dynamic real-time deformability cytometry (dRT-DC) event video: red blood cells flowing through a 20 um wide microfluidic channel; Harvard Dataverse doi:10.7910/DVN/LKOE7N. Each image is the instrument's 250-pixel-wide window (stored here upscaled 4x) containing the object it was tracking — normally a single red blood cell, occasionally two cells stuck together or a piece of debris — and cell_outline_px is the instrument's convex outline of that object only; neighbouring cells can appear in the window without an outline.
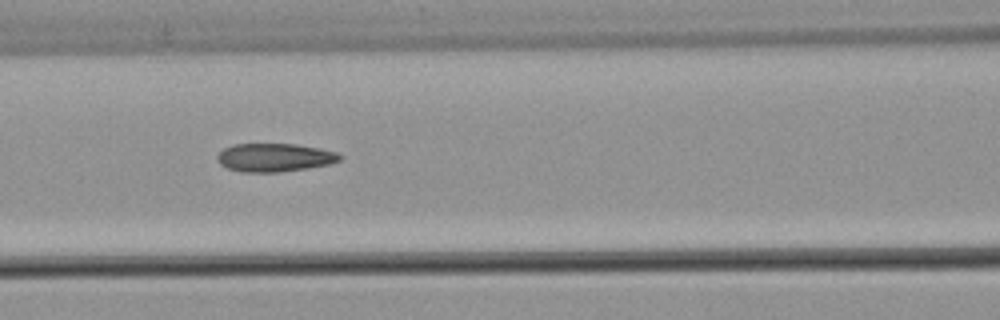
{"species": "common noctule bat (a hibernating species)", "species_latin": "Nyctalus noctula", "temperature_condition": "warm", "stored_images_in_passage": 7, "camera_frame_rate_fps": 3000, "um_per_image_px": 0.085, "animal": {"sex": "male", "body_mass_g": 21.5, "forearm_length_mm": 52.0}, "frame": {"image": 1, "passage_image": 5, "time_ms": 1.333, "image_size_px": [1000, 320], "cell_outline_px": [[344, 156], [340, 160], [332, 164], [308, 168], [276, 172], [240, 172], [228, 168], [220, 164], [216, 160], [216, 156], [224, 148], [232, 144], [296, 144], [336, 152]], "centroid_in_image_um": [23.33, 13.39], "position_along_channel_um": 143.3, "area_um2": 20.29}}